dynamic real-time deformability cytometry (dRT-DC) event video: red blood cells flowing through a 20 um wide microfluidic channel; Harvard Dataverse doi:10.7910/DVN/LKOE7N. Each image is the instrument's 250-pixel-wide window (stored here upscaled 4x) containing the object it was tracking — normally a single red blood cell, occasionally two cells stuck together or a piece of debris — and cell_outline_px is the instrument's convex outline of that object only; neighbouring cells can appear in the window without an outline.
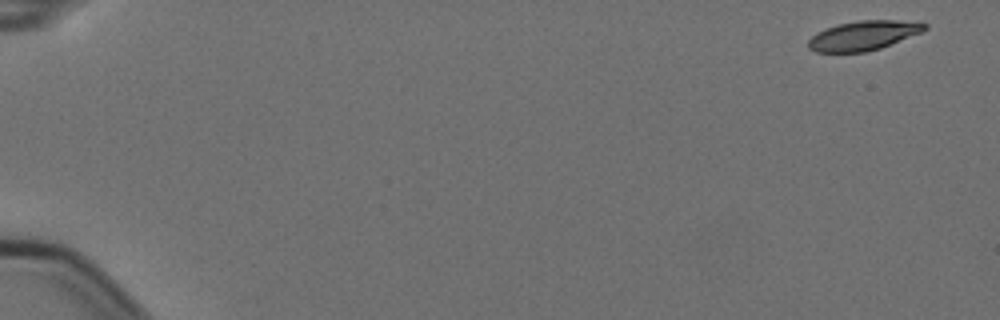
{"species": "Egyptian fruit bat (a non-hibernating species)", "species_latin": "Rousettus aegyptiacus", "temperature_condition": "cold", "stored_images_in_passage": 2, "camera_frame_rate_fps": 3000, "um_per_image_px": 0.085, "animal": {"sex": "female"}, "frame": {"image": 1, "passage_image": 1, "time_ms": 0.0, "image_size_px": [1000, 320], "cell_outline_px": [[928, 28], [920, 32], [880, 48], [864, 52], [816, 52], [808, 48], [808, 40], [812, 36], [828, 28], [840, 24], [860, 20], [896, 20], [928, 24]], "centroid_in_image_um": [73.37, 3.02], "position_along_channel_um": 11.6, "area_um2": 19.48}}